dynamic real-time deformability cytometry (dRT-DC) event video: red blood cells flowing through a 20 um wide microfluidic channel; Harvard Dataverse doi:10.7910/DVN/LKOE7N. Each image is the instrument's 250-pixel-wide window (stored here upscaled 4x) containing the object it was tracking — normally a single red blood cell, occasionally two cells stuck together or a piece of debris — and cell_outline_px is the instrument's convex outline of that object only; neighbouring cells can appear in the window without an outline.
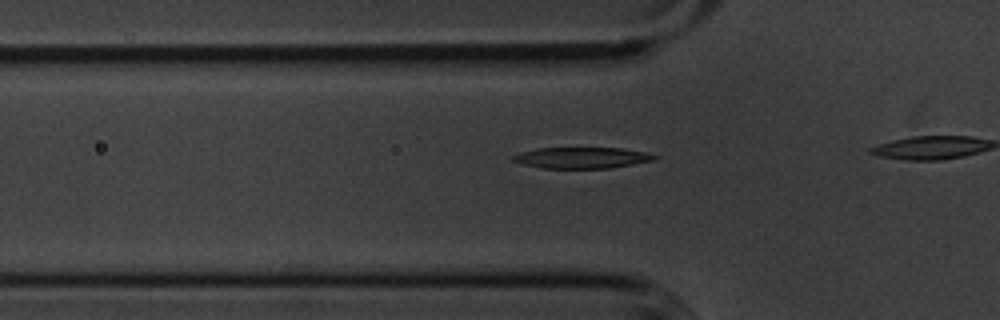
{"species": "common noctule bat (a hibernating species)", "species_latin": "Nyctalus noctula", "temperature_condition": "cold", "stored_images_in_passage": 8, "camera_frame_rate_fps": 3000, "um_per_image_px": 0.085, "animal": {"sex": "male", "body_mass_g": 20.1, "forearm_length_mm": 53.5}, "frame": {"image": 1, "passage_image": 3, "time_ms": 0.667, "image_size_px": [1000, 320], "cell_outline_px": [[660, 156], [656, 160], [608, 168], [544, 168], [524, 164], [512, 160], [512, 156], [520, 152], [536, 148], [620, 148], [644, 152]], "centroid_in_image_um": [49.47, 13.4], "position_along_channel_um": 76.3, "area_um2": 17.28}}
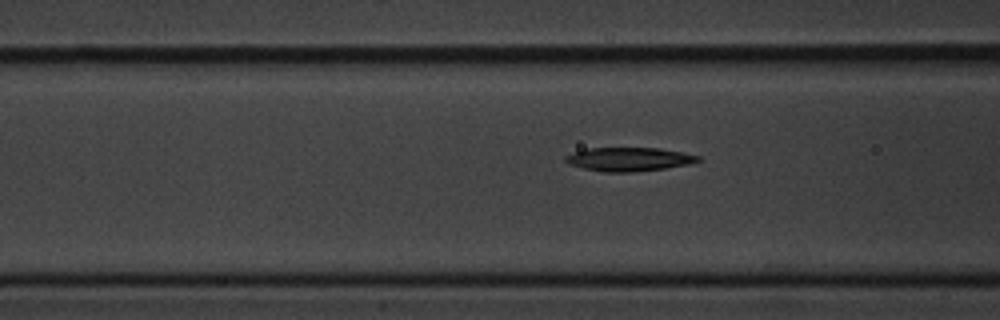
{"frame": {"image": 2, "passage_image": 6, "time_ms": 1.667, "image_size_px": [1000, 320], "cell_outline_px": [[700, 160], [688, 164], [664, 168], [636, 172], [604, 172], [584, 168], [568, 164], [564, 160], [564, 156], [588, 148], [660, 148], [700, 156]], "centroid_in_image_um": [53.43, 13.54], "position_along_channel_um": 113.2, "area_um2": 18.15}}